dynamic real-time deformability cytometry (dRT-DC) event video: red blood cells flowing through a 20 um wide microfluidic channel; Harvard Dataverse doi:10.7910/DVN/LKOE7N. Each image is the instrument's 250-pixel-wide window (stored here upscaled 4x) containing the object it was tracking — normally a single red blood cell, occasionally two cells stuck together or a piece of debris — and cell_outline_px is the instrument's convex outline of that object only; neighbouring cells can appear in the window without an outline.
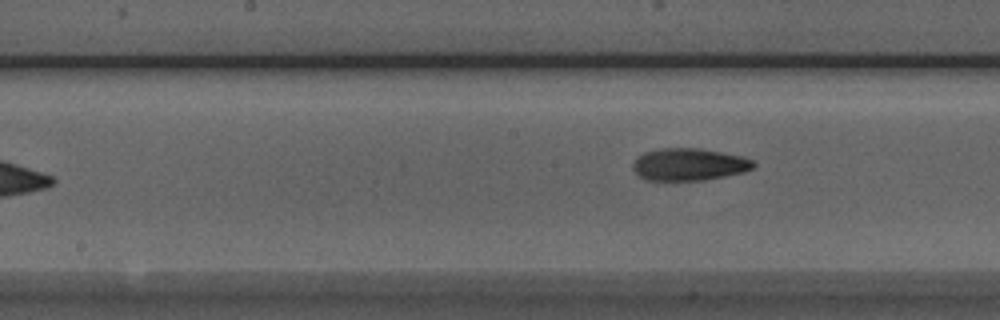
{"species": "Egyptian fruit bat (a non-hibernating species)", "species_latin": "Rousettus aegyptiacus", "temperature_condition": "room temperature", "stored_images_in_passage": 7, "camera_frame_rate_fps": 3000, "um_per_image_px": 0.085, "animal": {"sex": "male"}, "frame": {"image": 1, "passage_image": 7, "time_ms": 2.0, "image_size_px": [1000, 320], "cell_outline_px": [[756, 164], [752, 168], [744, 172], [704, 180], [644, 180], [632, 168], [632, 164], [644, 152], [664, 148], [700, 148], [740, 156], [752, 160]], "centroid_in_image_um": [58.56, 13.98], "position_along_channel_um": 189.6, "area_um2": 22.43}}